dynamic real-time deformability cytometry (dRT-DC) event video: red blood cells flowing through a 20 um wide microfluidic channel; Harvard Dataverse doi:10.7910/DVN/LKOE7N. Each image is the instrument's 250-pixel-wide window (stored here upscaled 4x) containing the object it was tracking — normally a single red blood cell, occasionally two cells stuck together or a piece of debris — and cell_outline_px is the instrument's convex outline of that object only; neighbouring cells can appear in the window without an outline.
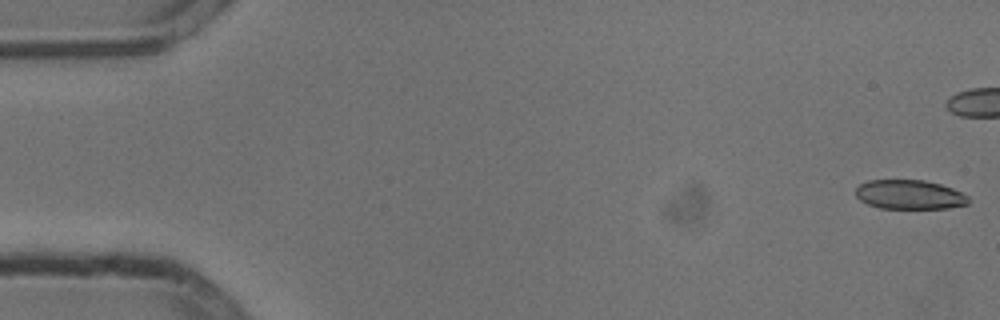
{"species": "common noctule bat (a hibernating species)", "species_latin": "Nyctalus noctula", "temperature_condition": "cold", "stored_images_in_passage": 42, "camera_frame_rate_fps": 3000, "um_per_image_px": 0.085, "animal": {"sex": "male", "body_mass_g": 13.3}, "frame": {"image": 1, "passage_image": 1, "time_ms": 0.0, "image_size_px": [1000, 320], "cell_outline_px": [[968, 204], [948, 208], [880, 208], [868, 204], [860, 200], [856, 196], [856, 188], [860, 184], [868, 180], [924, 180], [940, 184], [952, 188], [968, 196]], "centroid_in_image_um": [77.29, 16.54], "position_along_channel_um": 7.7, "area_um2": 19.13}}
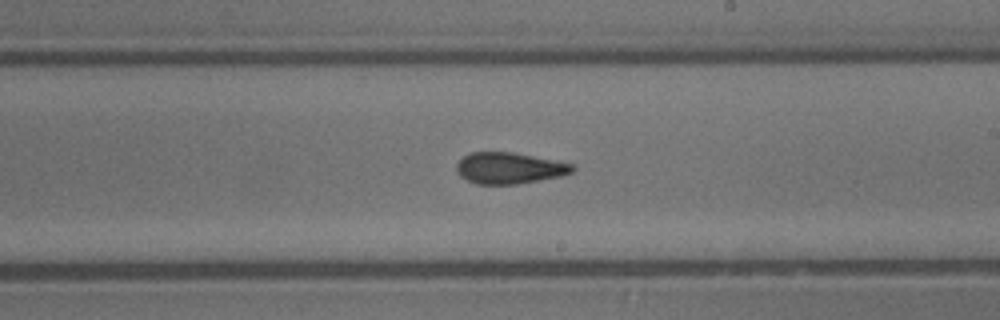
{"frame": {"image": 2, "passage_image": 31, "time_ms": 10.0, "image_size_px": [1000, 320], "cell_outline_px": [[576, 168], [572, 172], [564, 176], [516, 184], [476, 184], [460, 176], [456, 172], [456, 164], [464, 156], [472, 152], [512, 152], [572, 164]], "centroid_in_image_um": [43.28, 14.3], "position_along_channel_um": 245.7, "area_um2": 21.04}}
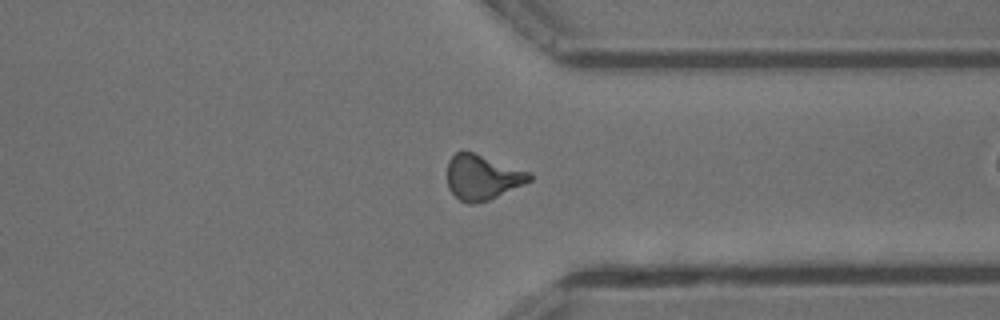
{"frame": {"image": 3, "passage_image": 41, "time_ms": 13.333, "image_size_px": [1000, 320], "cell_outline_px": [[532, 180], [524, 184], [488, 200], [476, 204], [468, 204], [460, 200], [448, 188], [448, 160], [456, 152], [472, 152], [532, 172]], "centroid_in_image_um": [41.01, 15.07], "position_along_channel_um": 370.4, "area_um2": 21.44}}